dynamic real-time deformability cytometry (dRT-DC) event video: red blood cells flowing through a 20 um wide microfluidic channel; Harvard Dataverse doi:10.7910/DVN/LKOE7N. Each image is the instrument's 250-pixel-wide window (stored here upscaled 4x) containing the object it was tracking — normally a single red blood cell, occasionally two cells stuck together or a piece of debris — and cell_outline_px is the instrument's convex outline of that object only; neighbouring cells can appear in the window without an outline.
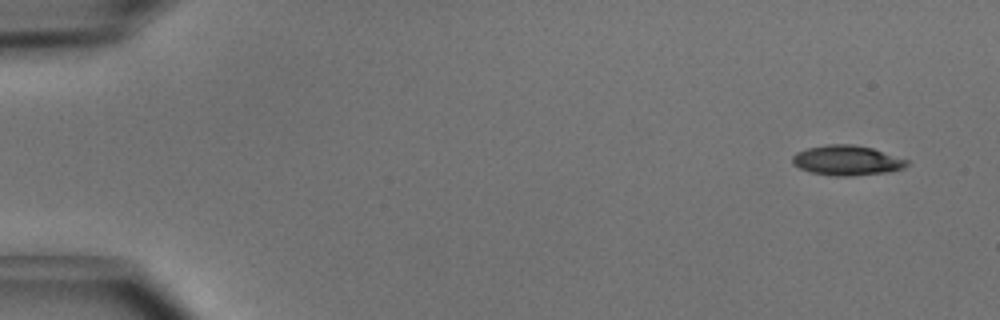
{"species": "common noctule bat (a hibernating species)", "species_latin": "Nyctalus noctula", "temperature_condition": "cold", "stored_images_in_passage": 3, "segment_of_instrument_passage": [2, 2], "camera_frame_rate_fps": 3000, "um_per_image_px": 0.085, "animal": {"sex": "male", "body_mass_g": 15.6}, "frame": {"image": 1, "passage_image": 3, "time_ms": 0.667, "image_size_px": [1000, 320], "cell_outline_px": [[908, 164], [904, 168], [888, 172], [852, 176], [832, 176], [812, 172], [800, 168], [792, 164], [792, 156], [796, 152], [808, 148], [828, 144], [852, 144], [872, 148], [908, 160]], "centroid_in_image_um": [71.97, 13.64], "position_along_channel_um": 13.0, "area_um2": 19.94}}